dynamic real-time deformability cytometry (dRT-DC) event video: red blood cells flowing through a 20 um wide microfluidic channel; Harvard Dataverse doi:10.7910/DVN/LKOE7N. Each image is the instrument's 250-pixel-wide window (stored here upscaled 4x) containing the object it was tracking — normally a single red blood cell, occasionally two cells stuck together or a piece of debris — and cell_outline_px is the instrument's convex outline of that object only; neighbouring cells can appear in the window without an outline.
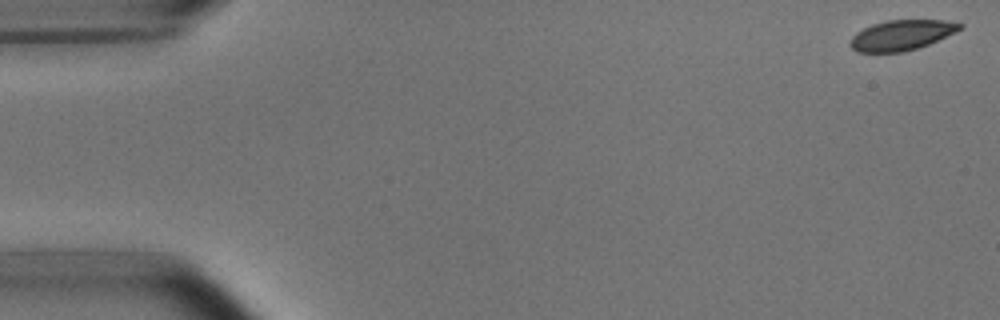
{"species": "common noctule bat (a hibernating species)", "species_latin": "Nyctalus noctula", "temperature_condition": "room temperature", "stored_images_in_passage": 16, "camera_frame_rate_fps": 3000, "um_per_image_px": 0.085, "animal": {"sex": "male", "body_mass_g": 15.6}, "frame": {"image": 1, "passage_image": 1, "time_ms": 0.0, "image_size_px": [1000, 320], "cell_outline_px": [[964, 28], [956, 32], [928, 44], [904, 52], [856, 52], [848, 44], [852, 36], [856, 32], [872, 24], [888, 20], [944, 20], [964, 24]], "centroid_in_image_um": [76.62, 2.98], "position_along_channel_um": 8.4, "area_um2": 19.36}}
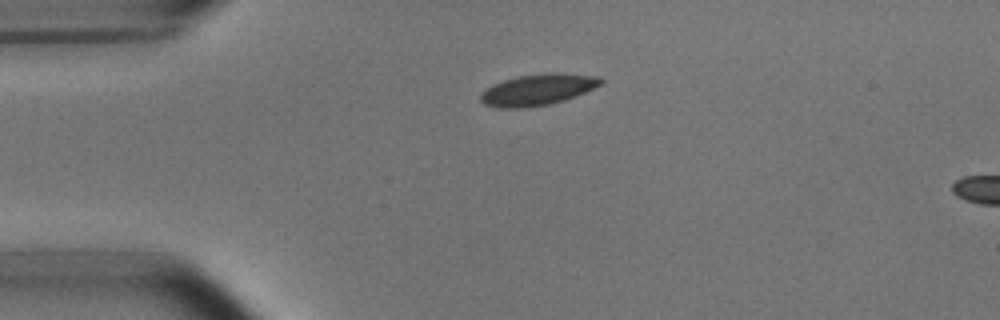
{"frame": {"image": 2, "passage_image": 12, "time_ms": 3.667, "image_size_px": [1000, 320], "cell_outline_px": [[604, 84], [564, 100], [548, 104], [524, 108], [500, 108], [484, 104], [480, 100], [480, 92], [492, 84], [504, 80], [520, 76], [548, 72], [560, 72], [600, 76], [604, 80]], "centroid_in_image_um": [45.73, 7.61], "position_along_channel_um": 39.3, "area_um2": 22.08}}